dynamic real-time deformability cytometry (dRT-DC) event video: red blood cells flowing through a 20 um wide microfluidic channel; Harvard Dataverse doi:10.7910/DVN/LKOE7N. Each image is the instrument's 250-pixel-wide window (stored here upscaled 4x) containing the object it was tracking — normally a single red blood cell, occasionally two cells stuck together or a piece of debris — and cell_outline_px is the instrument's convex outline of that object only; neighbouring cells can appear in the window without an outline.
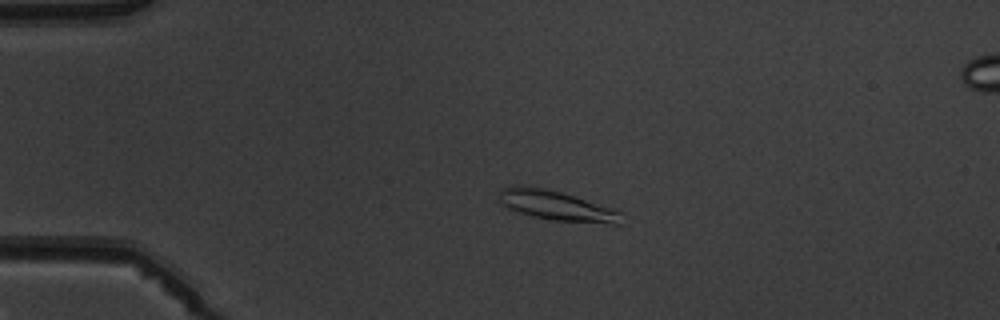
{"species": "common noctule bat (a hibernating species)", "species_latin": "Nyctalus noctula", "temperature_condition": "warm", "stored_images_in_passage": 5, "camera_frame_rate_fps": 3000, "um_per_image_px": 0.085, "animal": {"sex": "male", "body_mass_g": 19.5, "forearm_length_mm": 54.6}, "frame": {"image": 1, "passage_image": 3, "time_ms": 2.333, "image_size_px": [1000, 320], "cell_outline_px": [[620, 224], [612, 224], [548, 220], [532, 216], [508, 208], [500, 200], [500, 188], [520, 184], [544, 188], [560, 192], [612, 208], [620, 212]], "centroid_in_image_um": [47.27, 17.47], "position_along_channel_um": 37.7, "area_um2": 20.98}}